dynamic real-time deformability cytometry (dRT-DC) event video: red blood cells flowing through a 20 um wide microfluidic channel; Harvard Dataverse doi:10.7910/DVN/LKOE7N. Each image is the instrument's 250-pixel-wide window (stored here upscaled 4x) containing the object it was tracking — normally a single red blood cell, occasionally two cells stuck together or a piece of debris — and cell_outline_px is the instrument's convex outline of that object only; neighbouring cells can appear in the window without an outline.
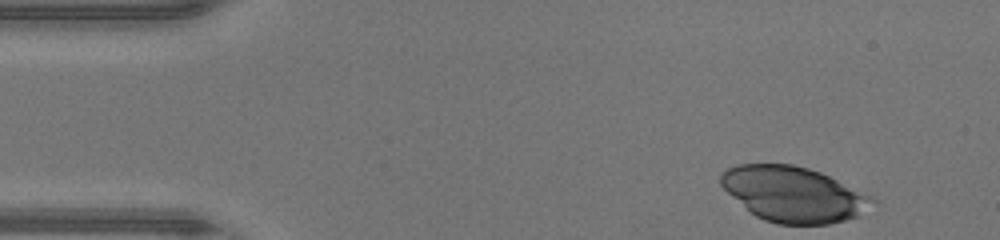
{"species": "human", "species_latin": "Homo sapiens", "temperature_condition": "warm", "stored_images_in_passage": 37, "camera_frame_rate_fps": 3000, "um_per_image_px": 0.085, "donor": {"sex": "male"}, "frame": {"image": 1, "passage_image": 1, "time_ms": 0.0, "image_size_px": [1000, 240], "cell_outline_px": [[876, 200], [860, 216], [828, 224], [776, 224], [764, 220], [756, 216], [732, 196], [720, 184], [720, 176], [728, 168], [736, 164], [792, 164], [808, 168], [820, 172], [872, 196]], "centroid_in_image_um": [67.45, 16.51], "position_along_channel_um": 17.5, "area_um2": 48.44}}
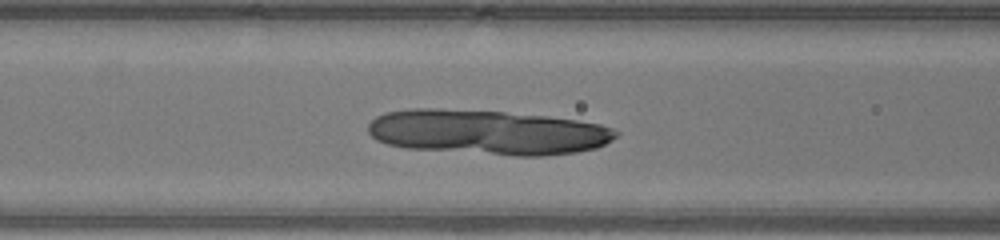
{"frame": {"image": 2, "passage_image": 15, "time_ms": 4.667, "image_size_px": [1000, 240], "cell_outline_px": [[620, 132], [612, 140], [596, 148], [576, 152], [540, 156], [516, 156], [404, 148], [388, 144], [376, 140], [368, 132], [368, 124], [376, 116], [384, 112], [412, 108], [440, 108], [504, 112], [548, 116], [576, 120], [600, 124], [612, 128]], "centroid_in_image_um": [41.42, 11.23], "position_along_channel_um": 125.2, "area_um2": 65.14}}
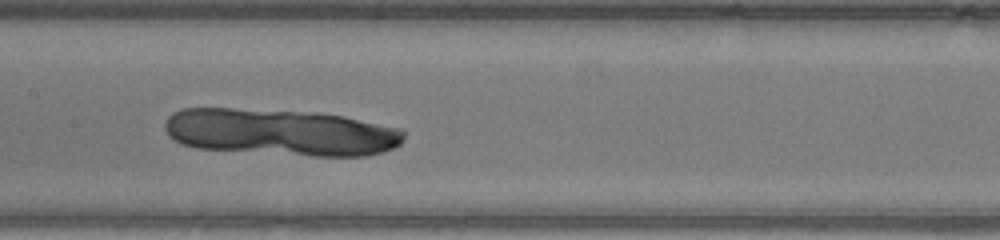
{"frame": {"image": 3, "passage_image": 19, "time_ms": 6.0, "image_size_px": [1000, 240], "cell_outline_px": [[404, 136], [400, 144], [384, 152], [364, 156], [312, 156], [196, 148], [180, 144], [168, 136], [164, 128], [164, 124], [168, 116], [172, 112], [180, 108], [232, 108], [316, 112], [344, 116], [404, 128]], "centroid_in_image_um": [23.84, 11.23], "position_along_channel_um": 183.6, "area_um2": 65.83}}